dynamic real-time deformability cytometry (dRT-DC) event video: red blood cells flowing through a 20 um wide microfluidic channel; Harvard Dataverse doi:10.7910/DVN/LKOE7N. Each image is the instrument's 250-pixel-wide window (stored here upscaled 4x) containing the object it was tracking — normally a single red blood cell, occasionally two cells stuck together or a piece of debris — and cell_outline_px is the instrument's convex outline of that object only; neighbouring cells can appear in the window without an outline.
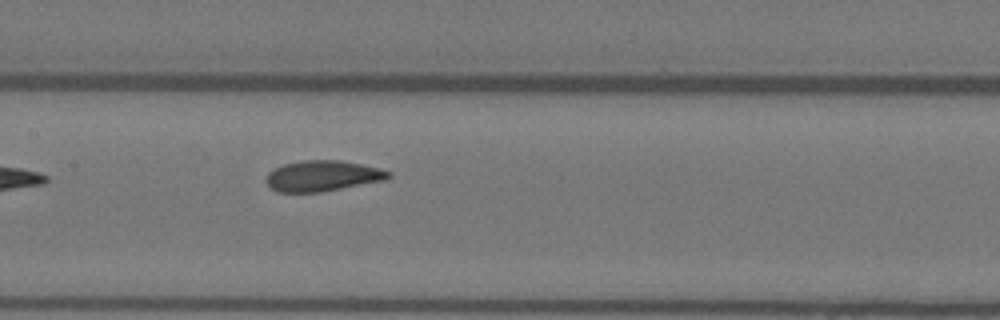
{"species": "Egyptian fruit bat (a non-hibernating species)", "species_latin": "Rousettus aegyptiacus", "temperature_condition": "warm", "stored_images_in_passage": 5, "camera_frame_rate_fps": 3000, "um_per_image_px": 0.085, "animal": {"sex": "female"}, "frame": {"image": 1, "passage_image": 5, "time_ms": 1.333, "image_size_px": [1000, 320], "cell_outline_px": [[392, 176], [384, 180], [320, 192], [276, 192], [264, 180], [268, 172], [284, 164], [304, 160], [340, 160], [380, 168], [392, 172]], "centroid_in_image_um": [27.41, 14.95], "position_along_channel_um": 180.0, "area_um2": 21.79}}